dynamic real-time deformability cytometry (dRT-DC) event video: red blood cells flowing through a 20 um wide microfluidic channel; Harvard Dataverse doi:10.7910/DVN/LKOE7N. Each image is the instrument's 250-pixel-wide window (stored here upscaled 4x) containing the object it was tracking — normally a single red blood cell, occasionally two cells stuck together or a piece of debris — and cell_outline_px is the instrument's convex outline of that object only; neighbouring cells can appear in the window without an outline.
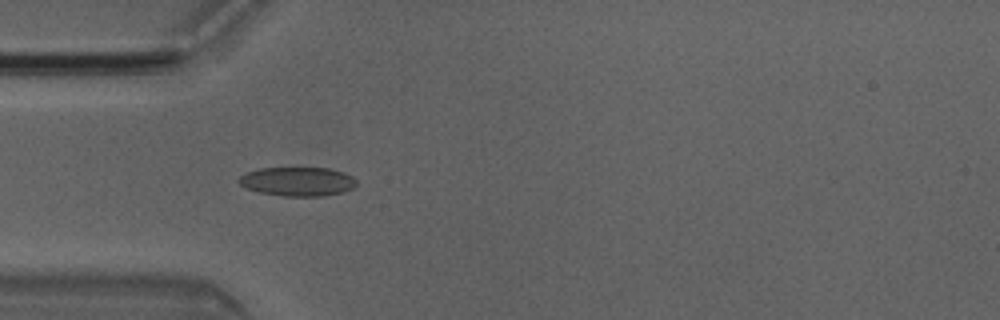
{"species": "Egyptian fruit bat (a non-hibernating species)", "species_latin": "Rousettus aegyptiacus", "temperature_condition": "room temperature", "stored_images_in_passage": 6, "camera_frame_rate_fps": 3000, "um_per_image_px": 0.085, "animal": {"sex": "male"}, "frame": {"image": 1, "passage_image": 4, "time_ms": 1.0, "image_size_px": [1000, 320], "cell_outline_px": [[356, 184], [352, 188], [344, 192], [324, 196], [284, 196], [260, 192], [248, 188], [240, 184], [236, 180], [240, 176], [248, 172], [260, 168], [328, 168], [344, 172], [352, 176], [356, 180]], "centroid_in_image_um": [25.32, 15.43], "position_along_channel_um": 59.7, "area_um2": 19.83}}